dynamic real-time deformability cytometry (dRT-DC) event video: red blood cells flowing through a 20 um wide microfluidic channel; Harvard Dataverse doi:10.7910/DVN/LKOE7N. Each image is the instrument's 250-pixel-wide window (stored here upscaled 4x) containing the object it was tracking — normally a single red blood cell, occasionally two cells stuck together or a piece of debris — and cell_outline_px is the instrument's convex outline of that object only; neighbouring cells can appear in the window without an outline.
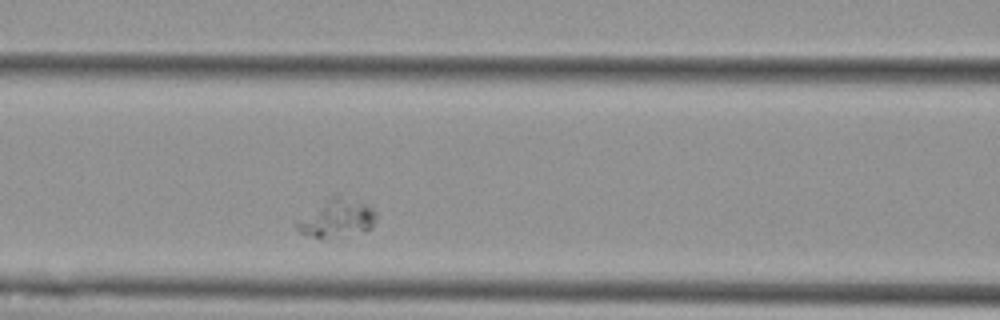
{"species": "Egyptian fruit bat (a non-hibernating species)", "species_latin": "Rousettus aegyptiacus", "temperature_condition": "cold", "stored_images_in_passage": 5, "segment_of_instrument_passage": [1, 2], "camera_frame_rate_fps": 3000, "um_per_image_px": 0.085, "animal": {"sex": "female"}, "frame": {"image": 1, "passage_image": 4, "time_ms": 3.333, "image_size_px": [1000, 320], "cell_outline_px": [[376, 216], [372, 228], [320, 240], [300, 232], [292, 224], [332, 192], [336, 192], [368, 204], [376, 212]], "centroid_in_image_um": [28.58, 18.48], "position_along_channel_um": 138.0, "area_um2": 18.15}}